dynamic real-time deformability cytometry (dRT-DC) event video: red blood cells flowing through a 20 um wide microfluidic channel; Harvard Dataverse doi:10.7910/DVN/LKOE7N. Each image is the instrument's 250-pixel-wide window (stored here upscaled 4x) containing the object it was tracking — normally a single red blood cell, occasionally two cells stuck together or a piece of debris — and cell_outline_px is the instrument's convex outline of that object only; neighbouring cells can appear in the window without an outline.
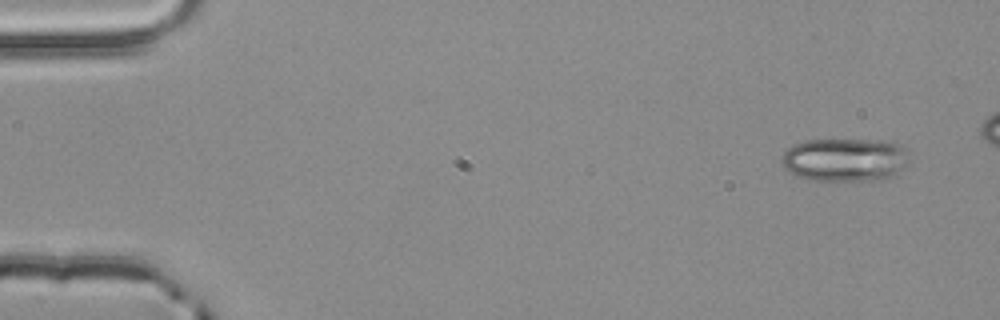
{"species": "common noctule bat (a hibernating species)", "species_latin": "Nyctalus noctula", "temperature_condition": "room temperature", "stored_images_in_passage": 3, "camera_frame_rate_fps": 3000, "um_per_image_px": 0.085, "animal": {"sex": "male", "body_mass_g": 20.4}, "frame": {"image": 1, "passage_image": 1, "time_ms": 0.0, "image_size_px": [1000, 320], "cell_outline_px": [[908, 164], [896, 176], [880, 180], [808, 180], [796, 176], [788, 172], [784, 168], [780, 160], [784, 152], [792, 144], [804, 140], [884, 140], [900, 144], [904, 148]], "centroid_in_image_um": [71.8, 13.58], "position_along_channel_um": 13.2, "area_um2": 32.66}}